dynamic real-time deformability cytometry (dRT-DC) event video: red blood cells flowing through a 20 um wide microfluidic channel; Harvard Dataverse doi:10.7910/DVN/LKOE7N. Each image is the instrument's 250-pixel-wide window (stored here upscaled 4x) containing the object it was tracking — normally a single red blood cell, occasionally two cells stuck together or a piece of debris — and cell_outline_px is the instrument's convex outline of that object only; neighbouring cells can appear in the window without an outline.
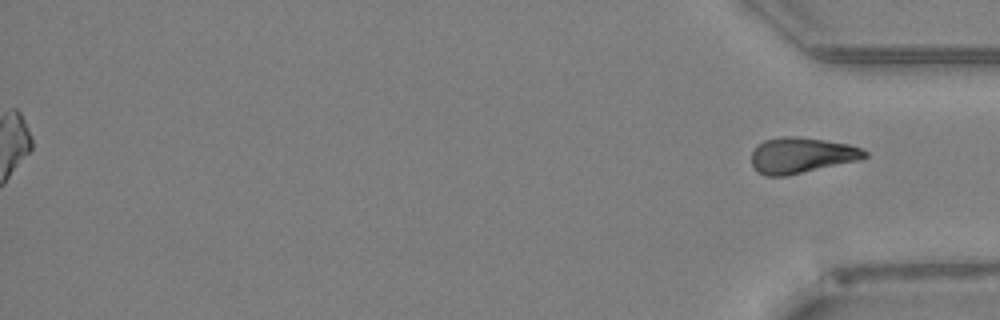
{"species": "Egyptian fruit bat (a non-hibernating species)", "species_latin": "Rousettus aegyptiacus", "temperature_condition": "warm", "stored_images_in_passage": 47, "segment_of_instrument_passage": [2, 2], "camera_frame_rate_fps": 3000, "um_per_image_px": 0.085, "animal": {"sex": "female"}, "frame": {"image": 1, "passage_image": 47, "time_ms": 15.333, "image_size_px": [1000, 320], "cell_outline_px": [[868, 156], [856, 160], [788, 176], [764, 176], [752, 164], [752, 152], [756, 144], [764, 140], [784, 136], [796, 136], [824, 140], [848, 144], [860, 148], [868, 152]], "centroid_in_image_um": [68.09, 13.19], "position_along_channel_um": 367.1, "area_um2": 23.41}}